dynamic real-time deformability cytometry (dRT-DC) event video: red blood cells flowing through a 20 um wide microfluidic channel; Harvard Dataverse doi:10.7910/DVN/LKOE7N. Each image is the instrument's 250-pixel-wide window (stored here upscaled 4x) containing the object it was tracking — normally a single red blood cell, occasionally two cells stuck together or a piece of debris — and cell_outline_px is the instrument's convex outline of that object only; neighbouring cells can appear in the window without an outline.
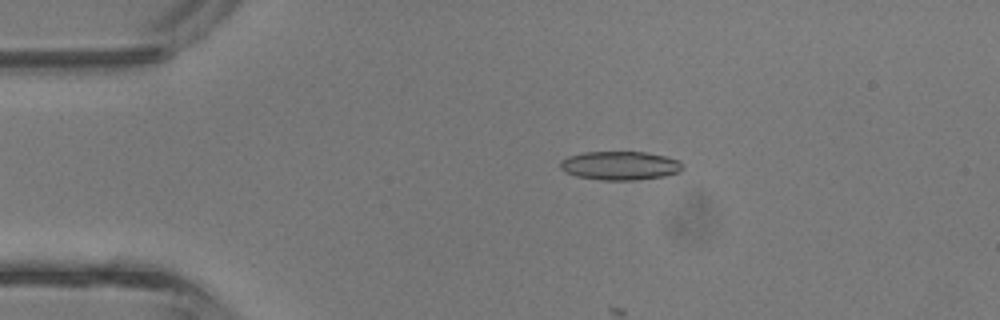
{"species": "common noctule bat (a hibernating species)", "species_latin": "Nyctalus noctula", "temperature_condition": "room temperature", "stored_images_in_passage": 23, "camera_frame_rate_fps": 3000, "um_per_image_px": 0.085, "animal": {"sex": "male", "body_mass_g": 13.3}, "frame": {"image": 1, "passage_image": 9, "time_ms": 2.667, "image_size_px": [1000, 320], "cell_outline_px": [[684, 168], [680, 172], [664, 176], [636, 180], [600, 180], [576, 176], [564, 172], [560, 168], [560, 160], [568, 156], [584, 152], [644, 152], [664, 156], [680, 160]], "centroid_in_image_um": [52.69, 14.08], "position_along_channel_um": 32.3, "area_um2": 20.63}}
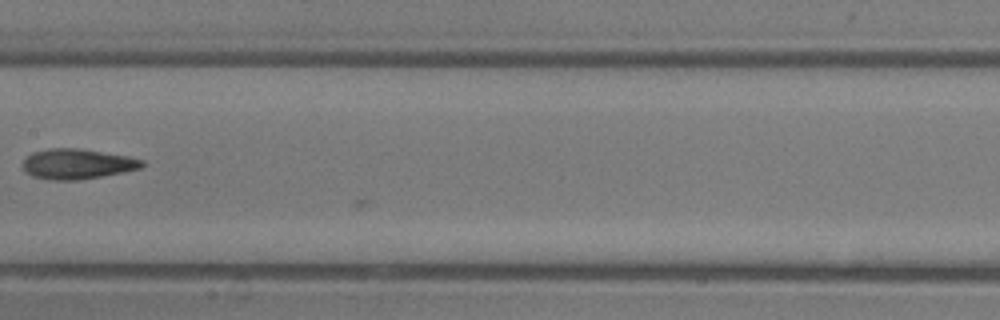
{"frame": {"image": 2, "passage_image": 22, "time_ms": 7.0, "image_size_px": [1000, 320], "cell_outline_px": [[144, 164], [140, 168], [80, 180], [52, 180], [32, 176], [24, 168], [24, 160], [32, 152], [48, 148], [76, 148], [128, 156], [144, 160]], "centroid_in_image_um": [6.56, 13.93], "position_along_channel_um": 200.8, "area_um2": 20.63}}